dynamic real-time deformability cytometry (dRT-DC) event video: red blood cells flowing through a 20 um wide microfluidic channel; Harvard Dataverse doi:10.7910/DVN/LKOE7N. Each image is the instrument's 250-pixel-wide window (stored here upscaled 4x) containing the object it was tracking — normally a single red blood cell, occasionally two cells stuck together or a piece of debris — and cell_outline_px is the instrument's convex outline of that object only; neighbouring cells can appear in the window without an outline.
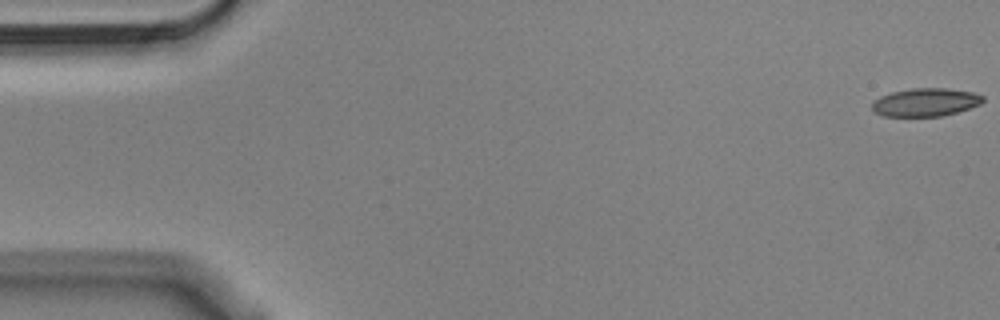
{"species": "Egyptian fruit bat (a non-hibernating species)", "species_latin": "Rousettus aegyptiacus", "temperature_condition": "cold", "stored_images_in_passage": 55, "camera_frame_rate_fps": 3000, "um_per_image_px": 0.085, "animal": {"sex": "male"}, "frame": {"image": 1, "passage_image": 1, "time_ms": 0.0, "image_size_px": [1000, 320], "cell_outline_px": [[984, 100], [980, 104], [956, 112], [940, 116], [884, 116], [876, 112], [872, 108], [872, 104], [880, 96], [892, 92], [912, 88], [948, 88], [972, 92], [984, 96]], "centroid_in_image_um": [78.68, 8.68], "position_along_channel_um": 6.3, "area_um2": 17.98}}
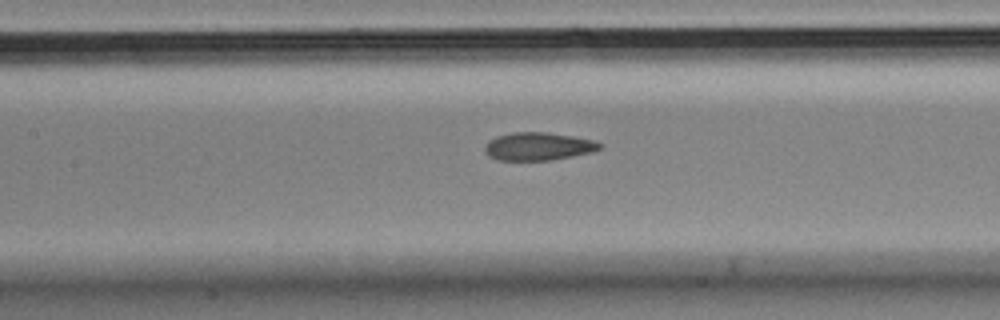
{"frame": {"image": 2, "passage_image": 25, "time_ms": 8.0, "image_size_px": [1000, 320], "cell_outline_px": [[604, 144], [600, 148], [592, 152], [552, 160], [496, 160], [488, 156], [484, 152], [484, 144], [488, 140], [496, 136], [512, 132], [548, 132], [572, 136], [592, 140]], "centroid_in_image_um": [45.7, 12.44], "position_along_channel_um": 161.7, "area_um2": 18.9}}
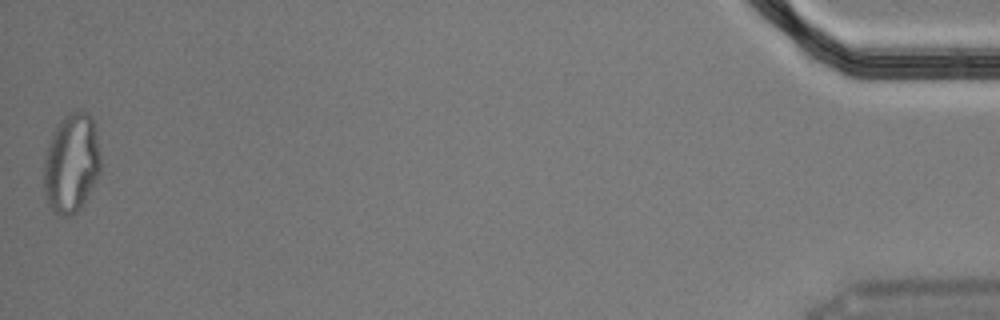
{"frame": {"image": 3, "passage_image": 55, "time_ms": 18.0, "image_size_px": [1000, 320], "cell_outline_px": [[100, 172], [84, 200], [76, 212], [68, 216], [64, 216], [52, 212], [44, 196], [44, 164], [48, 144], [60, 120], [64, 116], [80, 108], [88, 112], [92, 116], [100, 152]], "centroid_in_image_um": [6.06, 13.85], "position_along_channel_um": 429.1, "area_um2": 32.71}, "authors_computed_cell_mechanics": {"area_um2": 19.2474, "velocity_mm_per_s": 3.6299, "shape_relaxation_time_tau1_ms": null, "shape_relaxation_time_tau2_ms": 2.3135, "deformation_change_tau1": null, "deformation_change_tau2": 0.0891}}